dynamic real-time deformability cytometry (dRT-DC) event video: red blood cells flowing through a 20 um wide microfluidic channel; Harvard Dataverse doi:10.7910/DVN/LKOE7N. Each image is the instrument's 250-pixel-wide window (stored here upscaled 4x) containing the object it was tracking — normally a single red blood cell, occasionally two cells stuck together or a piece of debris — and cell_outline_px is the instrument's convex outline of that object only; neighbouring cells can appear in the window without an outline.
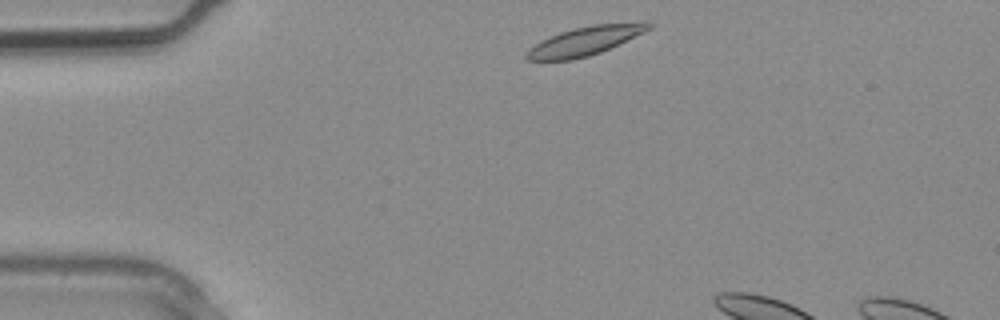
{"species": "common noctule bat (a hibernating species)", "species_latin": "Nyctalus noctula", "temperature_condition": "warm", "stored_images_in_passage": 2, "camera_frame_rate_fps": 3000, "um_per_image_px": 0.085, "animal": {"sex": "male", "body_mass_g": 20.4}, "frame": {"image": 1, "passage_image": 1, "time_ms": 0.0, "image_size_px": [1000, 320], "cell_outline_px": [[652, 28], [644, 32], [600, 52], [588, 56], [572, 60], [528, 60], [524, 56], [528, 48], [560, 32], [572, 28], [592, 24], [652, 24]], "centroid_in_image_um": [49.62, 3.51], "position_along_channel_um": 35.4, "area_um2": 19.71}}